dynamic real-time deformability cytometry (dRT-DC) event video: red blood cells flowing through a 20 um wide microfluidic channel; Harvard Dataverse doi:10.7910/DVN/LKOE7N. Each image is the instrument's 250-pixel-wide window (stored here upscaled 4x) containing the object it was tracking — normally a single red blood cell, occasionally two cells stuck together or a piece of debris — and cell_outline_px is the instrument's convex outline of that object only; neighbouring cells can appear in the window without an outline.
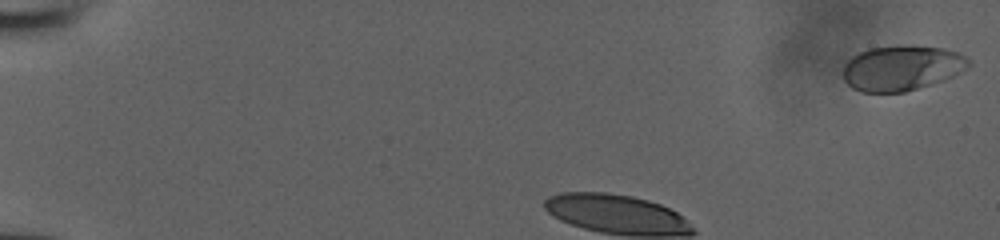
{"species": "human", "species_latin": "Homo sapiens", "temperature_condition": "room temperature", "stored_images_in_passage": 35, "camera_frame_rate_fps": 3000, "um_per_image_px": 0.085, "donor": {"sex": "male"}, "frame": {"image": 1, "passage_image": 1, "time_ms": 0.0, "image_size_px": [1000, 240], "cell_outline_px": [[972, 64], [968, 68], [944, 80], [904, 92], [860, 92], [852, 88], [844, 80], [844, 64], [852, 56], [868, 48], [944, 48], [956, 52], [964, 56]], "centroid_in_image_um": [76.63, 5.83], "position_along_channel_um": 8.4, "area_um2": 32.14}}
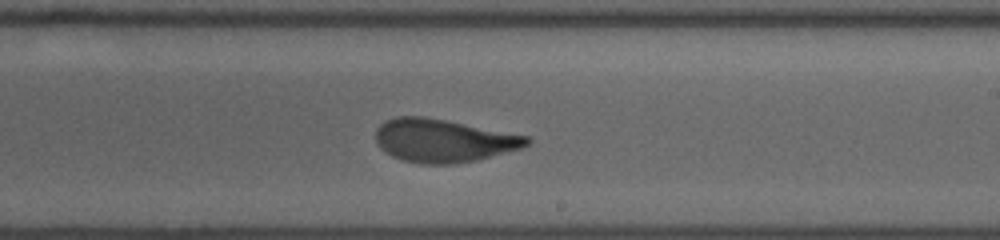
{"frame": {"image": 2, "passage_image": 23, "time_ms": 7.333, "image_size_px": [1000, 240], "cell_outline_px": [[532, 140], [528, 144], [520, 148], [476, 160], [452, 164], [420, 164], [404, 160], [392, 156], [380, 148], [376, 140], [376, 128], [380, 124], [396, 116], [424, 116], [528, 136]], "centroid_in_image_um": [37.65, 11.95], "position_along_channel_um": 251.3, "area_um2": 37.63}}
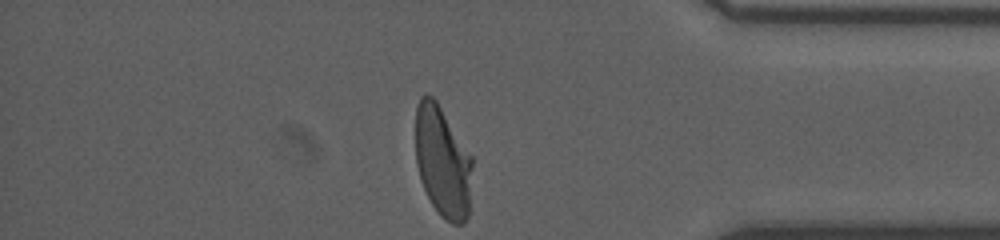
{"frame": {"image": 3, "passage_image": 35, "time_ms": 11.333, "image_size_px": [1000, 240], "cell_outline_px": [[472, 164], [468, 216], [464, 224], [452, 224], [440, 216], [432, 204], [424, 188], [416, 164], [416, 104], [420, 96], [424, 92], [432, 96], [436, 100], [472, 156]], "centroid_in_image_um": [37.61, 13.73], "position_along_channel_um": 397.6, "area_um2": 36.82}}